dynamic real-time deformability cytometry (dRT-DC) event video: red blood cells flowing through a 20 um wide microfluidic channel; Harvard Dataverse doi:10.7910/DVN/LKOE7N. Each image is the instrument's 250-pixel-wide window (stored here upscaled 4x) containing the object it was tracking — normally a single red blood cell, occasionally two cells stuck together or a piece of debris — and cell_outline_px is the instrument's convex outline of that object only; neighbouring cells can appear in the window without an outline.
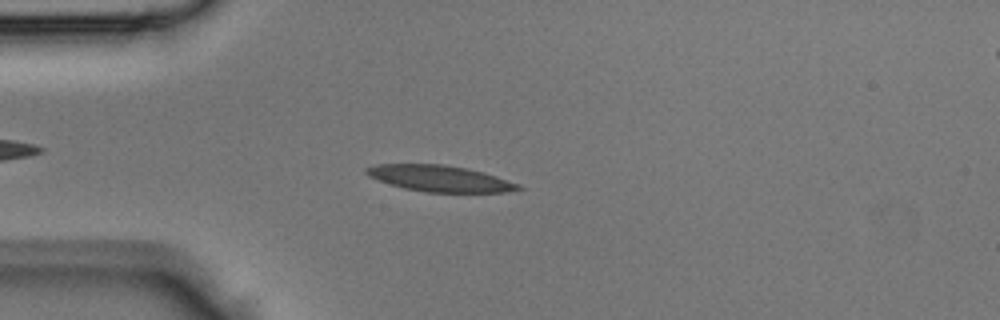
{"species": "Egyptian fruit bat (a non-hibernating species)", "species_latin": "Rousettus aegyptiacus", "temperature_condition": "room temperature", "stored_images_in_passage": 42, "camera_frame_rate_fps": 3000, "um_per_image_px": 0.085, "animal": {"sex": "male"}, "frame": {"image": 1, "passage_image": 10, "time_ms": 3.0, "image_size_px": [1000, 320], "cell_outline_px": [[524, 188], [504, 192], [428, 192], [404, 188], [368, 176], [364, 172], [364, 168], [376, 164], [444, 164], [468, 168], [484, 172], [520, 184]], "centroid_in_image_um": [37.39, 15.16], "position_along_channel_um": 47.6, "area_um2": 23.12}}
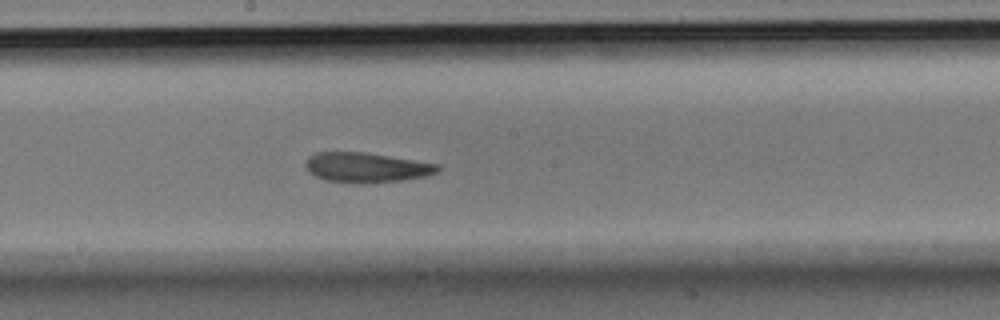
{"frame": {"image": 2, "passage_image": 22, "time_ms": 7.0, "image_size_px": [1000, 320], "cell_outline_px": [[440, 172], [428, 176], [400, 180], [364, 184], [356, 184], [324, 180], [308, 172], [304, 164], [308, 156], [316, 152], [364, 152], [440, 164]], "centroid_in_image_um": [31.14, 14.24], "position_along_channel_um": 217.1, "area_um2": 23.35}}
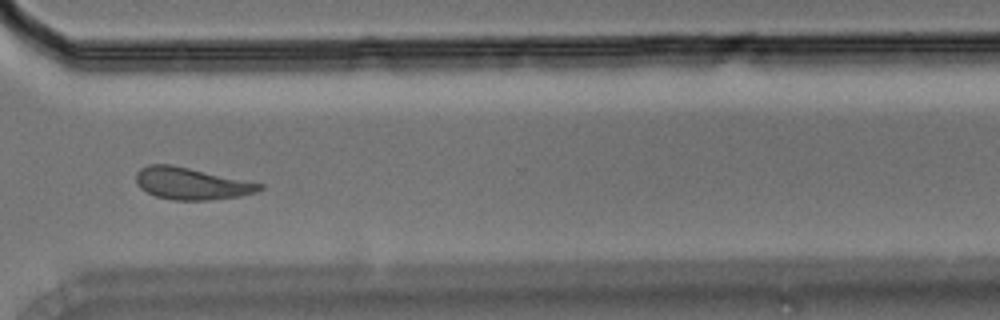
{"frame": {"image": 3, "passage_image": 31, "time_ms": 10.0, "image_size_px": [1000, 320], "cell_outline_px": [[264, 188], [256, 192], [240, 196], [208, 200], [172, 200], [156, 196], [140, 188], [136, 184], [136, 172], [140, 168], [148, 164], [172, 164], [264, 184]], "centroid_in_image_um": [16.25, 15.59], "position_along_channel_um": 354.3, "area_um2": 23.06}}